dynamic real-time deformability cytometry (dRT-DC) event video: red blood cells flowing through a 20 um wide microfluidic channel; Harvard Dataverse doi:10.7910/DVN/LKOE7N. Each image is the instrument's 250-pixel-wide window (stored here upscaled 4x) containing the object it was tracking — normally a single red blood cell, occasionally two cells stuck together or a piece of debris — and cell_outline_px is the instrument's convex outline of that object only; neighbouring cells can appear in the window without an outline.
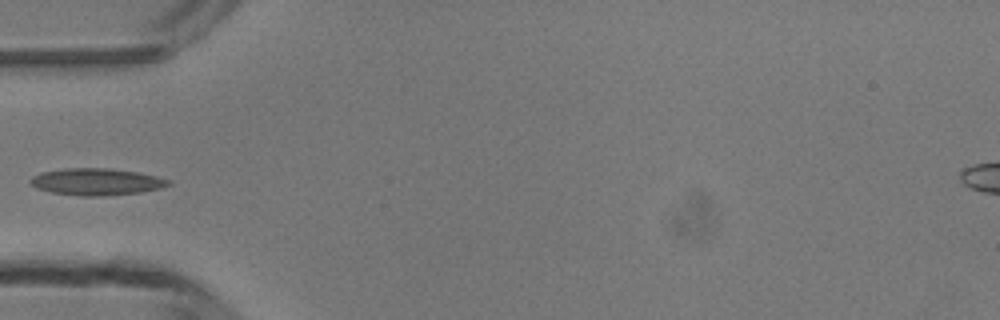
{"species": "common noctule bat (a hibernating species)", "species_latin": "Nyctalus noctula", "temperature_condition": "room temperature", "stored_images_in_passage": 4, "camera_frame_rate_fps": 3000, "um_per_image_px": 0.085, "animal": {"sex": "male", "body_mass_g": 13.3}, "frame": {"image": 1, "passage_image": 4, "time_ms": 3.667, "image_size_px": [1000, 320], "cell_outline_px": [[172, 184], [160, 188], [140, 192], [100, 196], [80, 196], [52, 192], [36, 188], [28, 180], [32, 176], [40, 172], [64, 168], [108, 168], [140, 172], [172, 180]], "centroid_in_image_um": [8.2, 15.44], "position_along_channel_um": 76.8, "area_um2": 21.73}}